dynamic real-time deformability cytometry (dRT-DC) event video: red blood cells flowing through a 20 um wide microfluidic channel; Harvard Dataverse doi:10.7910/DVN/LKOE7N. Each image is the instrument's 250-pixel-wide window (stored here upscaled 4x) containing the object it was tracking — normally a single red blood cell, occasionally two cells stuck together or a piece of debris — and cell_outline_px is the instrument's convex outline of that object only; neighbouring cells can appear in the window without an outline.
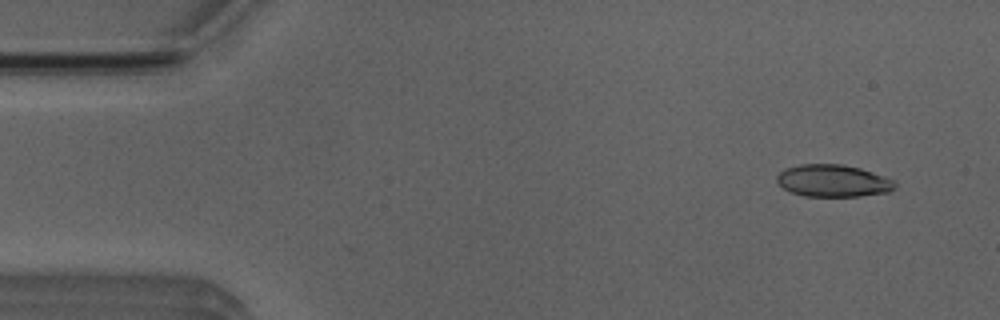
{"species": "Egyptian fruit bat (a non-hibernating species)", "species_latin": "Rousettus aegyptiacus", "temperature_condition": "room temperature", "stored_images_in_passage": 5, "camera_frame_rate_fps": 3000, "um_per_image_px": 0.085, "animal": {"sex": "male"}, "frame": {"image": 1, "passage_image": 1, "time_ms": 0.0, "image_size_px": [1000, 320], "cell_outline_px": [[896, 188], [888, 192], [860, 196], [804, 196], [792, 192], [784, 188], [776, 180], [776, 176], [784, 168], [800, 164], [844, 164], [860, 168], [896, 180]], "centroid_in_image_um": [70.83, 15.36], "position_along_channel_um": 14.2, "area_um2": 22.25}}
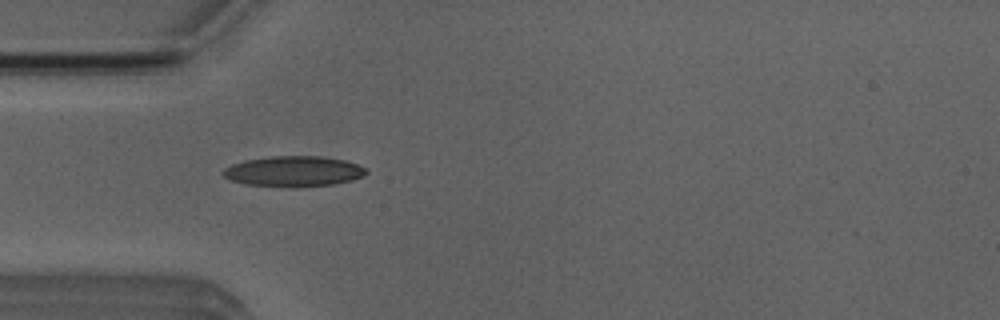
{"frame": {"image": 2, "passage_image": 4, "time_ms": 3.667, "image_size_px": [1000, 320], "cell_outline_px": [[368, 172], [364, 176], [352, 180], [336, 184], [300, 188], [288, 188], [244, 184], [232, 180], [224, 176], [220, 172], [224, 168], [232, 164], [244, 160], [268, 156], [320, 156], [344, 160], [356, 164], [364, 168]], "centroid_in_image_um": [24.94, 14.58], "position_along_channel_um": 60.1, "area_um2": 25.89}}